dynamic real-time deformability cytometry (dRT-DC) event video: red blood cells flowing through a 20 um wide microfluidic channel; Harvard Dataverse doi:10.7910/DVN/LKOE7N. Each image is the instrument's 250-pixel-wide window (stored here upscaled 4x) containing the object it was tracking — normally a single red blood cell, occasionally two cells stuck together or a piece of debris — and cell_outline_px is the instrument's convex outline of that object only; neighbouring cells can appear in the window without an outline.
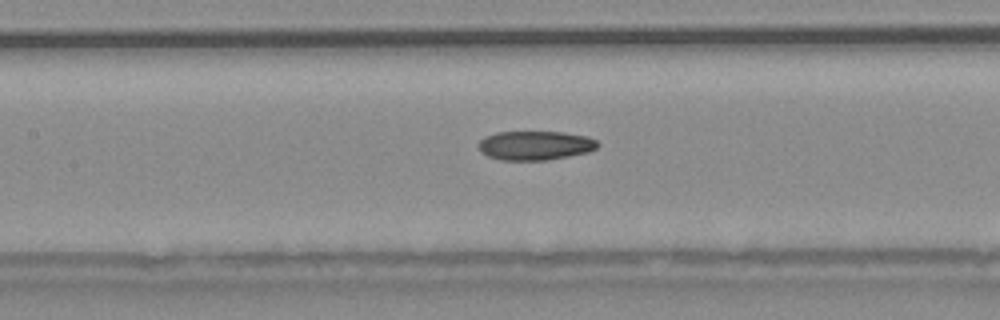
{"species": "common noctule bat (a hibernating species)", "species_latin": "Nyctalus noctula", "temperature_condition": "warm", "stored_images_in_passage": 32, "camera_frame_rate_fps": 3000, "um_per_image_px": 0.085, "animal": {"sex": "male", "body_mass_g": 20.4}, "frame": {"image": 1, "passage_image": 14, "time_ms": 4.333, "image_size_px": [1000, 320], "cell_outline_px": [[600, 144], [596, 148], [588, 152], [548, 160], [500, 160], [488, 156], [480, 148], [480, 140], [484, 136], [496, 132], [564, 132], [584, 136], [596, 140]], "centroid_in_image_um": [45.5, 12.36], "position_along_channel_um": 161.9, "area_um2": 20.06}}